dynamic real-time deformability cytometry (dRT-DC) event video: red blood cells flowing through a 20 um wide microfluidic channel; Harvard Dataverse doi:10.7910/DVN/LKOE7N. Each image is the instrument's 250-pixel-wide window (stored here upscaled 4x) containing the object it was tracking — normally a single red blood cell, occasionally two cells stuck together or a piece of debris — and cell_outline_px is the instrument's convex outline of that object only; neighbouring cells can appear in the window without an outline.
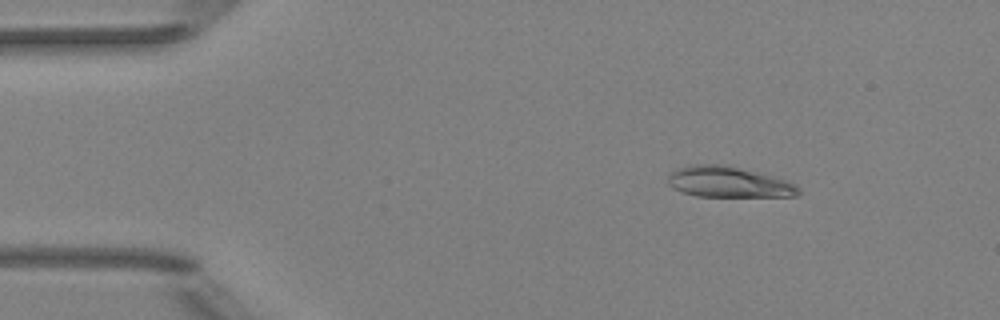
{"species": "Egyptian fruit bat (a non-hibernating species)", "species_latin": "Rousettus aegyptiacus", "temperature_condition": "room temperature", "stored_images_in_passage": 4, "camera_frame_rate_fps": 3000, "um_per_image_px": 0.085, "animal": {"sex": "female"}, "frame": {"image": 1, "passage_image": 2, "time_ms": 1.0, "image_size_px": [1000, 320], "cell_outline_px": [[800, 192], [796, 196], [696, 196], [680, 192], [672, 188], [668, 184], [668, 176], [672, 172], [688, 164], [720, 164], [756, 172], [788, 180], [796, 184], [800, 188]], "centroid_in_image_um": [61.91, 15.48], "position_along_channel_um": 23.1, "area_um2": 23.35}}